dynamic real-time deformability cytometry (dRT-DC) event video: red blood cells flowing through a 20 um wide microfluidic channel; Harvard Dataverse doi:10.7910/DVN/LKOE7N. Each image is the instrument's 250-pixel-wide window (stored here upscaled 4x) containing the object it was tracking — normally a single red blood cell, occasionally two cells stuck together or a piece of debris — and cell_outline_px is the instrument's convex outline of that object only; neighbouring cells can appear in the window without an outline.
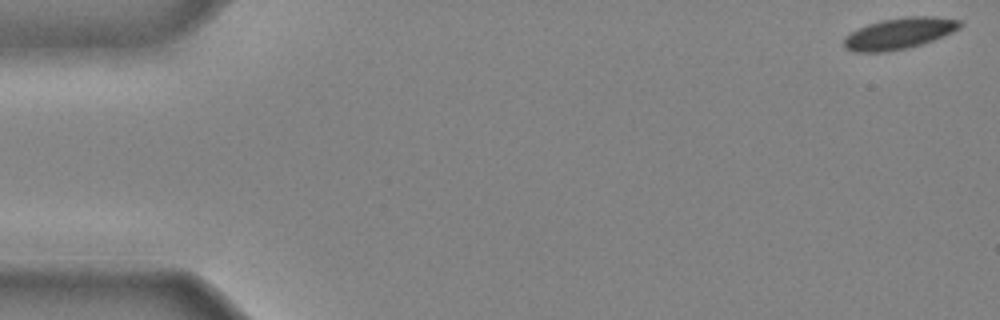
{"species": "common noctule bat (a hibernating species)", "species_latin": "Nyctalus noctula", "temperature_condition": "cold", "stored_images_in_passage": 39, "camera_frame_rate_fps": 3000, "um_per_image_px": 0.085, "animal": {"sex": "male", "body_mass_g": 20.4}, "frame": {"image": 1, "passage_image": 1, "time_ms": 0.0, "image_size_px": [1000, 320], "cell_outline_px": [[964, 24], [960, 28], [944, 36], [908, 48], [888, 52], [852, 52], [844, 48], [844, 36], [868, 24], [880, 20], [908, 16], [932, 16], [960, 20]], "centroid_in_image_um": [76.43, 2.84], "position_along_channel_um": 8.6, "area_um2": 21.21}}
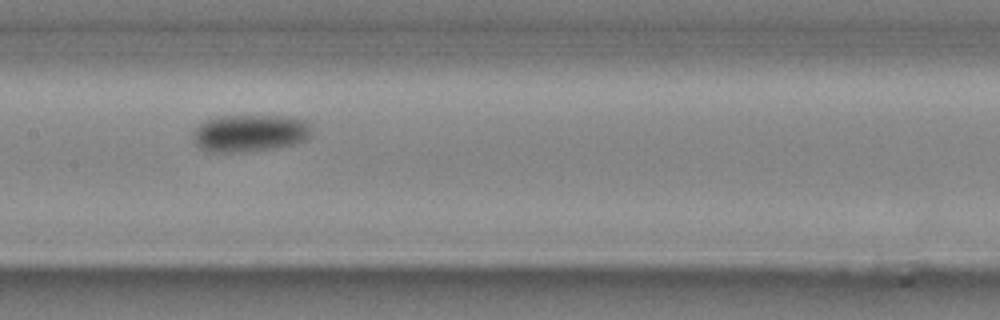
{"frame": {"image": 2, "passage_image": 22, "time_ms": 7.0, "image_size_px": [1000, 320], "cell_outline_px": [[312, 136], [304, 140], [292, 144], [276, 148], [244, 152], [208, 152], [200, 148], [196, 144], [192, 136], [192, 132], [204, 120], [216, 116], [292, 116], [308, 120], [312, 128]], "centroid_in_image_um": [21.26, 11.31], "position_along_channel_um": 186.1, "area_um2": 26.24}}
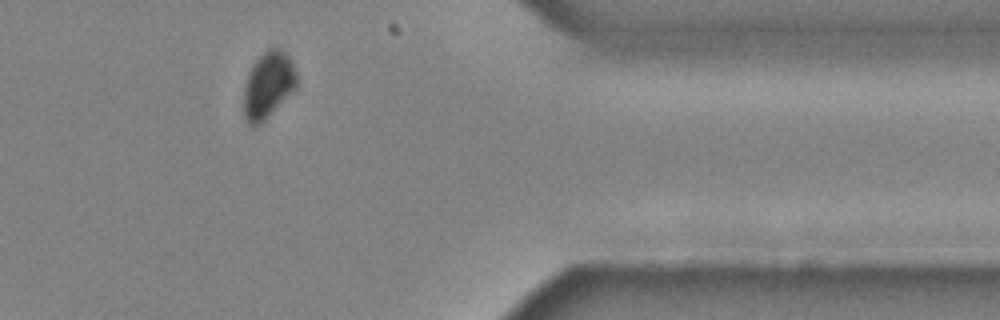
{"frame": {"image": 3, "passage_image": 37, "time_ms": 12.0, "image_size_px": [1000, 320], "cell_outline_px": [[296, 88], [256, 128], [252, 128], [248, 124], [244, 116], [244, 88], [248, 72], [256, 60], [268, 48], [276, 48], [284, 52], [292, 60], [296, 72]], "centroid_in_image_um": [22.77, 7.25], "position_along_channel_um": 388.6, "area_um2": 20.4}}